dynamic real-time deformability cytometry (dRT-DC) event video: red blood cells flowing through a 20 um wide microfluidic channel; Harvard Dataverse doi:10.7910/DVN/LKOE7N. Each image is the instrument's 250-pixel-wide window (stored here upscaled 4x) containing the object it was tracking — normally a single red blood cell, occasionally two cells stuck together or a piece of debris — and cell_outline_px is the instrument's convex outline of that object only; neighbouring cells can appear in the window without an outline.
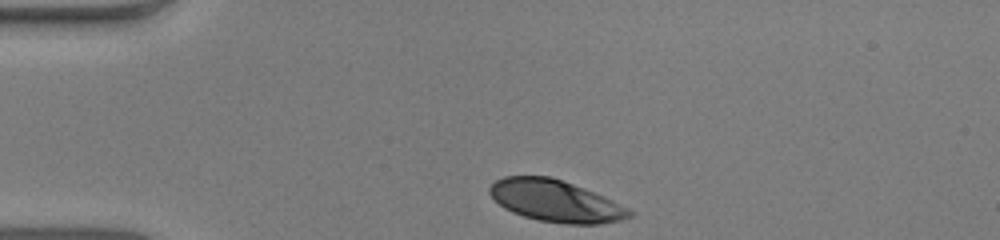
{"species": "human", "species_latin": "Homo sapiens", "temperature_condition": "warm", "stored_images_in_passage": 32, "camera_frame_rate_fps": 3000, "um_per_image_px": 0.085, "donor": {"sex": "male"}, "frame": {"image": 1, "passage_image": 1, "time_ms": 0.0, "image_size_px": [1000, 240], "cell_outline_px": [[632, 216], [620, 220], [596, 224], [568, 224], [540, 220], [524, 216], [512, 212], [504, 208], [488, 192], [488, 188], [496, 180], [504, 176], [552, 176], [584, 188], [612, 200], [628, 208], [632, 212]], "centroid_in_image_um": [47.2, 17.07], "position_along_channel_um": 37.8, "area_um2": 33.7}}
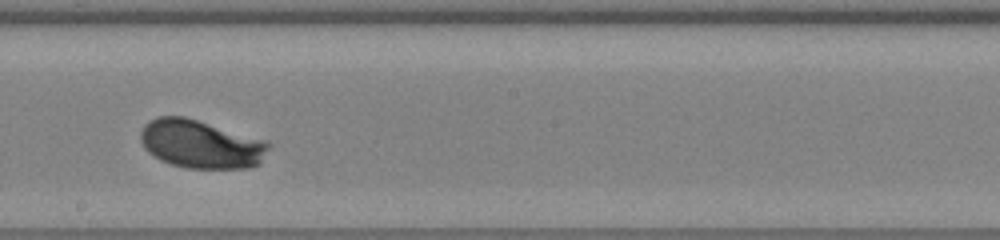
{"frame": {"image": 2, "passage_image": 19, "time_ms": 6.0, "image_size_px": [1000, 240], "cell_outline_px": [[272, 144], [260, 164], [248, 168], [188, 168], [172, 164], [160, 160], [148, 152], [144, 148], [140, 140], [140, 132], [144, 124], [148, 120], [156, 116], [184, 116], [268, 140]], "centroid_in_image_um": [17.09, 12.24], "position_along_channel_um": 231.1, "area_um2": 36.53}}
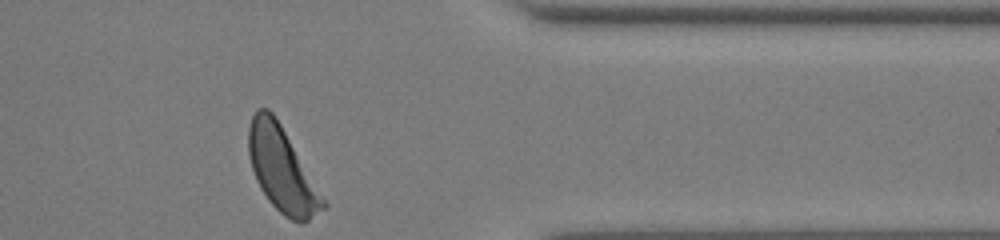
{"frame": {"image": 3, "passage_image": 32, "time_ms": 10.333, "image_size_px": [1000, 240], "cell_outline_px": [[328, 208], [308, 220], [300, 224], [284, 216], [268, 200], [260, 188], [256, 180], [252, 168], [248, 152], [248, 128], [252, 116], [256, 108], [268, 108], [272, 112], [280, 124], [328, 204]], "centroid_in_image_um": [23.96, 14.43], "position_along_channel_um": 387.4, "area_um2": 36.41}, "authors_computed_cell_mechanics": {"area_um2": 35.2869, "velocity_mm_per_s": 3.946, "shape_relaxation_time_tau1_ms": 1.8999, "shape_relaxation_time_tau2_ms": null, "deformation_change_tau1": 0.1636, "deformation_change_tau2": null}}